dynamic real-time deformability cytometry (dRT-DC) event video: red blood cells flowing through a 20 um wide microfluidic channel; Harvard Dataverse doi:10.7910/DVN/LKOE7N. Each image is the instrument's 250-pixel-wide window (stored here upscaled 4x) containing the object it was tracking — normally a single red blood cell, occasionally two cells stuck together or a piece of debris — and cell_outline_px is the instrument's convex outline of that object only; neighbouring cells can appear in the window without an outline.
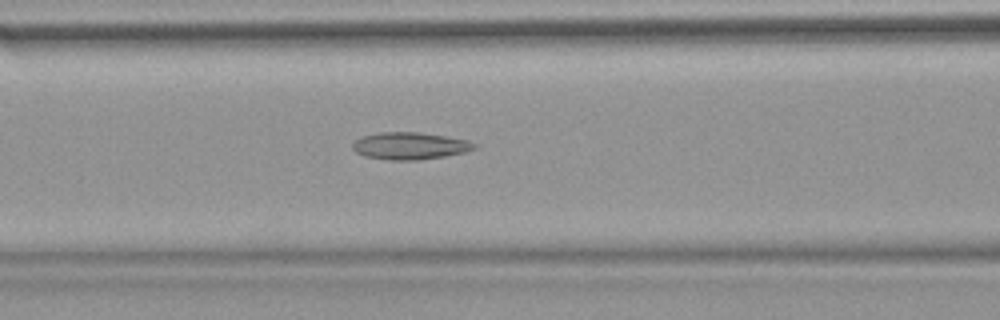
{"species": "common noctule bat (a hibernating species)", "species_latin": "Nyctalus noctula", "temperature_condition": "warm", "stored_images_in_passage": 42, "camera_frame_rate_fps": 3000, "um_per_image_px": 0.085, "animal": {"sex": "female", "body_mass_g": 18.4}, "frame": {"image": 1, "passage_image": 11, "time_ms": 3.333, "image_size_px": [1000, 320], "cell_outline_px": [[476, 148], [464, 152], [444, 156], [420, 160], [388, 160], [364, 156], [356, 152], [352, 148], [352, 144], [356, 140], [364, 136], [380, 132], [420, 132], [468, 140], [476, 144]], "centroid_in_image_um": [34.83, 12.4], "position_along_channel_um": 131.8, "area_um2": 19.19}}
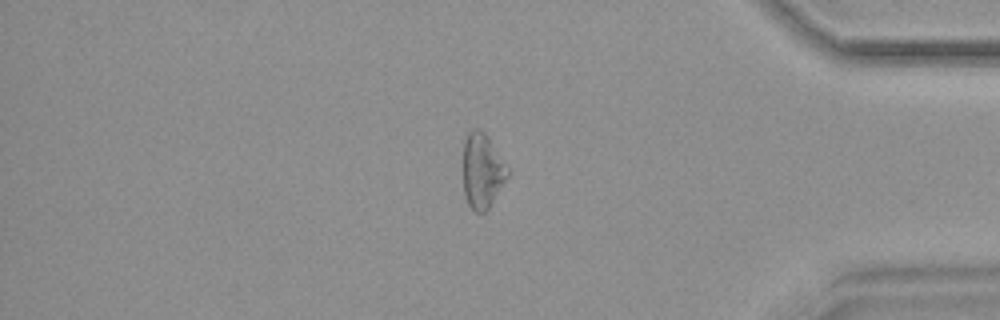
{"frame": {"image": 2, "passage_image": 34, "time_ms": 11.0, "image_size_px": [1000, 320], "cell_outline_px": [[508, 176], [488, 208], [484, 212], [476, 212], [468, 204], [464, 192], [464, 140], [468, 132], [472, 128], [480, 128], [488, 136], [508, 168]], "centroid_in_image_um": [40.98, 14.48], "position_along_channel_um": 394.2, "area_um2": 19.13}}
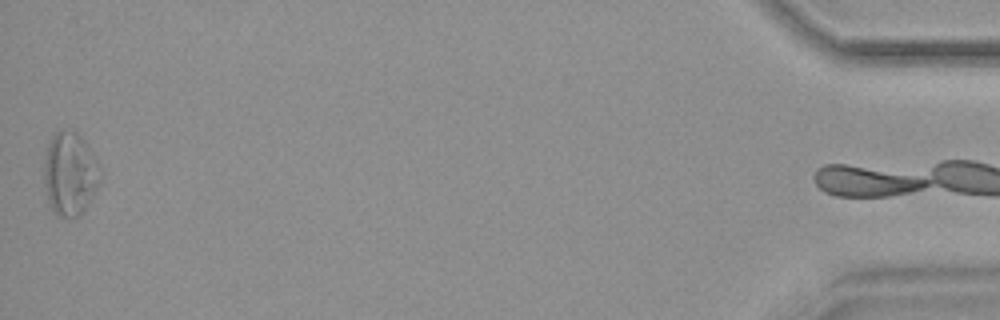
{"frame": {"image": 3, "passage_image": 42, "time_ms": 13.667, "image_size_px": [1000, 320], "cell_outline_px": [[100, 184], [80, 216], [56, 216], [52, 212], [48, 200], [44, 184], [44, 164], [48, 144], [52, 136], [56, 132], [64, 128], [72, 128], [84, 140], [96, 160], [100, 180]], "centroid_in_image_um": [5.92, 14.76], "position_along_channel_um": 429.3, "area_um2": 27.22}, "authors_computed_cell_mechanics": {"area_um2": 19.1607, "velocity_mm_per_s": 3.7798, "shape_relaxation_time_tau1_ms": null, "shape_relaxation_time_tau2_ms": 2.4179, "deformation_change_tau1": null, "deformation_change_tau2": 0.1147}}